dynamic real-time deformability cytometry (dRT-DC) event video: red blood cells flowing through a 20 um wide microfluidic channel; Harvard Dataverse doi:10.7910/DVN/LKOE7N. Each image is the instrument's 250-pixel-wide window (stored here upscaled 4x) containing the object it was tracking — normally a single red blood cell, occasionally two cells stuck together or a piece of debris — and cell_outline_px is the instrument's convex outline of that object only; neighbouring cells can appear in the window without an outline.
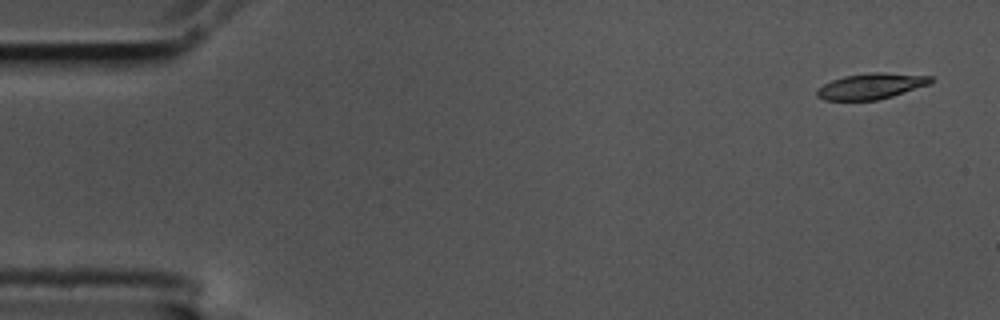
{"species": "common noctule bat (a hibernating species)", "species_latin": "Nyctalus noctula", "temperature_condition": "cold", "stored_images_in_passage": 13, "camera_frame_rate_fps": 3000, "um_per_image_px": 0.085, "animal": {"sex": "male", "body_mass_g": 17.5, "forearm_length_mm": 52.3}, "frame": {"image": 1, "passage_image": 1, "time_ms": 0.0, "image_size_px": [1000, 320], "cell_outline_px": [[932, 80], [928, 84], [892, 96], [876, 100], [824, 100], [816, 96], [816, 88], [832, 80], [844, 76], [872, 72], [880, 72], [932, 76]], "centroid_in_image_um": [73.98, 7.32], "position_along_channel_um": 11.0, "area_um2": 16.94}}